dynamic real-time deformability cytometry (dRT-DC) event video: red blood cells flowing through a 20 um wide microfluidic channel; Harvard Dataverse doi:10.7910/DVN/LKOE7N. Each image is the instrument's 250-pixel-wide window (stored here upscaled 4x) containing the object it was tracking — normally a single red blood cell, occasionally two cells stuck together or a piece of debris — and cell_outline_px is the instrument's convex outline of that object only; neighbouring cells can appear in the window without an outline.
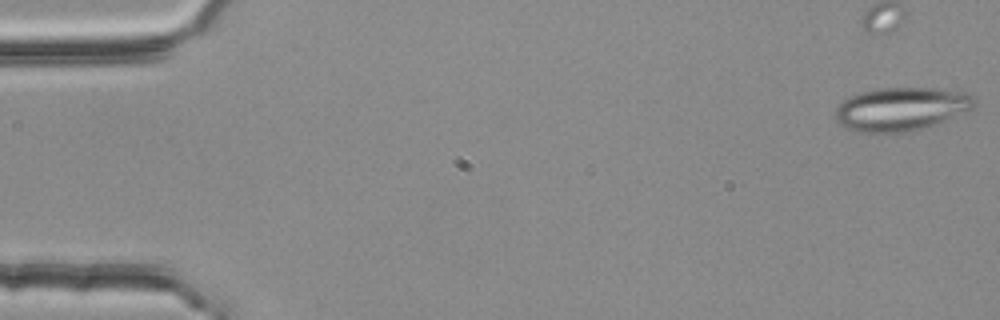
{"species": "common noctule bat (a hibernating species)", "species_latin": "Nyctalus noctula", "temperature_condition": "room temperature", "stored_images_in_passage": 7, "segment_of_instrument_passage": [1, 2], "camera_frame_rate_fps": 3000, "um_per_image_px": 0.085, "animal": {"sex": "female", "body_mass_g": 25.1}, "frame": {"image": 1, "passage_image": 1, "time_ms": 0.0, "image_size_px": [1000, 320], "cell_outline_px": [[976, 104], [972, 108], [964, 112], [944, 120], [920, 128], [904, 132], [856, 132], [840, 124], [836, 120], [836, 108], [844, 100], [856, 92], [876, 88], [940, 88], [968, 92], [976, 100]], "centroid_in_image_um": [76.59, 9.23], "position_along_channel_um": 8.4, "area_um2": 35.03}}